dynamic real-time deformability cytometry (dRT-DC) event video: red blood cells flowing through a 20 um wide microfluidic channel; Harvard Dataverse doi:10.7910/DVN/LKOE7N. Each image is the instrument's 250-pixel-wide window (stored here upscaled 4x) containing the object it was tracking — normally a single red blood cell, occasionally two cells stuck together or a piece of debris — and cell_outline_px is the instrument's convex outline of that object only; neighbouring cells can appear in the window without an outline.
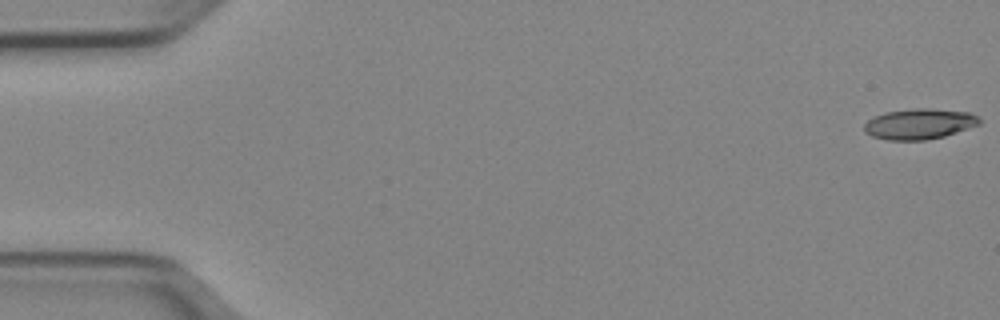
{"species": "Egyptian fruit bat (a non-hibernating species)", "species_latin": "Rousettus aegyptiacus", "temperature_condition": "cold", "stored_images_in_passage": 51, "camera_frame_rate_fps": 3000, "um_per_image_px": 0.085, "animal": {"sex": "female"}, "frame": {"image": 1, "passage_image": 1, "time_ms": 0.0, "image_size_px": [1000, 320], "cell_outline_px": [[980, 124], [944, 136], [924, 140], [888, 140], [872, 136], [864, 132], [864, 124], [868, 120], [884, 112], [912, 108], [928, 108], [968, 112], [976, 116], [980, 120]], "centroid_in_image_um": [78.11, 10.53], "position_along_channel_um": 6.9, "area_um2": 20.4}}
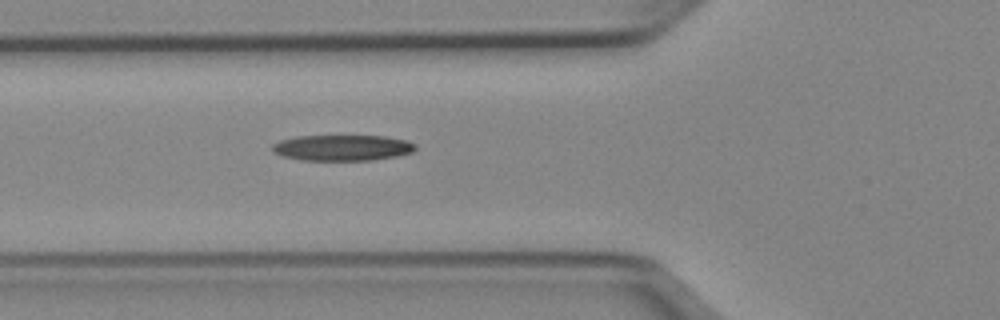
{"frame": {"image": 2, "passage_image": 19, "time_ms": 6.0, "image_size_px": [1000, 320], "cell_outline_px": [[416, 148], [412, 152], [396, 156], [372, 160], [300, 160], [284, 156], [272, 152], [272, 144], [280, 140], [296, 136], [384, 136], [404, 140], [416, 144]], "centroid_in_image_um": [29.07, 12.56], "position_along_channel_um": 96.7, "area_um2": 21.5}}
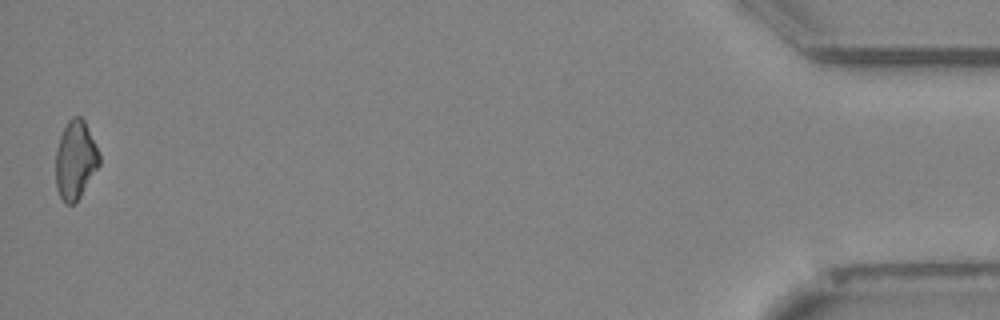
{"frame": {"image": 3, "passage_image": 51, "time_ms": 16.667, "image_size_px": [1000, 320], "cell_outline_px": [[100, 164], [80, 196], [72, 204], [64, 204], [56, 188], [56, 148], [60, 136], [68, 120], [72, 116], [80, 116], [84, 120], [100, 152]], "centroid_in_image_um": [6.41, 13.58], "position_along_channel_um": 428.8, "area_um2": 19.94}}